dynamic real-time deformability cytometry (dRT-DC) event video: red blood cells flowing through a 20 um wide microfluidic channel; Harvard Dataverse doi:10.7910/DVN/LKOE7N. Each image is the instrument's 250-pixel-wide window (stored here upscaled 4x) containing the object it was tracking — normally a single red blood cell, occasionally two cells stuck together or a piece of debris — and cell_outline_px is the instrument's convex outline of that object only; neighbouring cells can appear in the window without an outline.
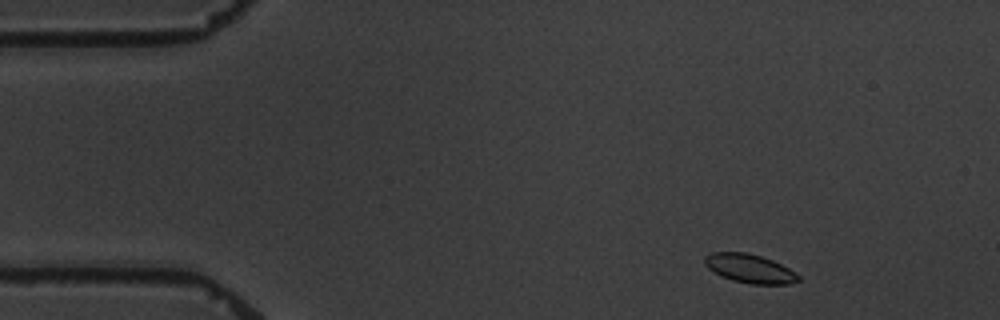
{"species": "common noctule bat (a hibernating species)", "species_latin": "Nyctalus noctula", "temperature_condition": "warm", "stored_images_in_passage": 5, "camera_frame_rate_fps": 3000, "um_per_image_px": 0.085, "animal": {"sex": "male", "body_mass_g": 19.5, "forearm_length_mm": 54.6}, "frame": {"image": 1, "passage_image": 1, "time_ms": 0.0, "image_size_px": [1000, 320], "cell_outline_px": [[800, 280], [792, 284], [748, 284], [732, 280], [708, 268], [704, 264], [704, 256], [712, 252], [744, 252], [760, 256], [772, 260], [796, 272], [800, 276]], "centroid_in_image_um": [63.74, 22.83], "position_along_channel_um": 21.3, "area_um2": 15.66}}
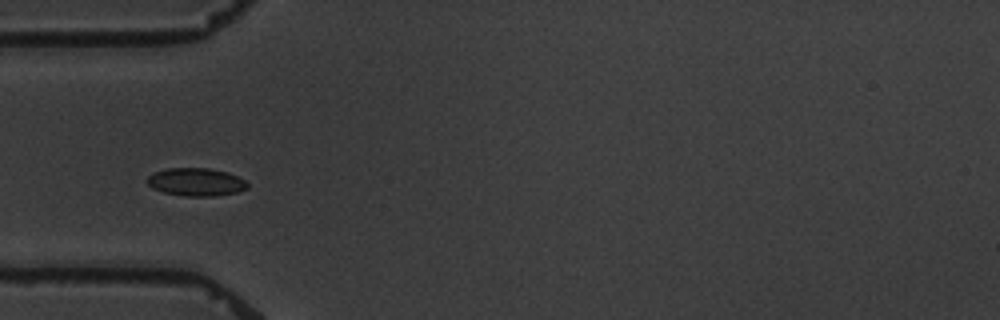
{"frame": {"image": 2, "passage_image": 4, "time_ms": 3.667, "image_size_px": [1000, 320], "cell_outline_px": [[248, 188], [236, 192], [216, 196], [184, 196], [164, 192], [152, 188], [144, 180], [152, 172], [168, 168], [208, 168], [228, 172], [244, 180], [248, 184]], "centroid_in_image_um": [16.62, 15.46], "position_along_channel_um": 68.4, "area_um2": 16.42}}
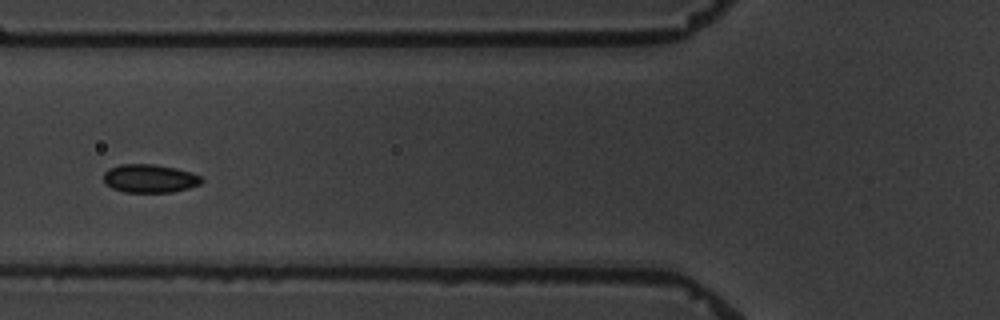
{"frame": {"image": 3, "passage_image": 5, "time_ms": 5.0, "image_size_px": [1000, 320], "cell_outline_px": [[204, 180], [200, 184], [188, 188], [172, 192], [124, 192], [112, 188], [104, 184], [104, 172], [108, 168], [120, 164], [152, 164], [176, 168], [192, 172], [200, 176]], "centroid_in_image_um": [12.71, 15.17], "position_along_channel_um": 113.1, "area_um2": 16.3}}